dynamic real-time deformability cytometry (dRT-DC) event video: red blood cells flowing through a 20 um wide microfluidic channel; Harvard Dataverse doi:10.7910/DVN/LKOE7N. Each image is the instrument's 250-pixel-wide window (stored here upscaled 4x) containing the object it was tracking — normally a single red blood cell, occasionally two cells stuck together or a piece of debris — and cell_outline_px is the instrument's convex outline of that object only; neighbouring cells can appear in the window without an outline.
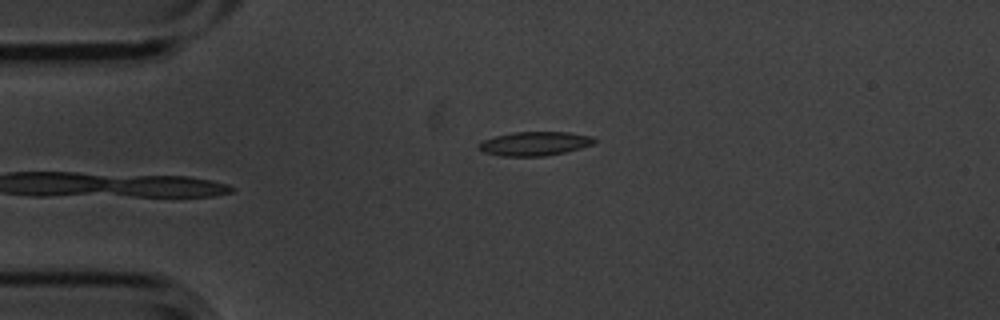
{"species": "common noctule bat (a hibernating species)", "species_latin": "Nyctalus noctula", "temperature_condition": "cold", "stored_images_in_passage": 5, "camera_frame_rate_fps": 3000, "um_per_image_px": 0.085, "animal": {"sex": "male", "body_mass_g": 20.1, "forearm_length_mm": 53.5}, "frame": {"image": 1, "passage_image": 5, "time_ms": 1.333, "image_size_px": [1000, 320], "cell_outline_px": [[596, 140], [592, 144], [580, 148], [564, 152], [544, 156], [500, 156], [484, 152], [476, 148], [476, 144], [484, 140], [496, 136], [512, 132], [568, 132], [592, 136]], "centroid_in_image_um": [45.4, 12.21], "position_along_channel_um": 39.6, "area_um2": 16.13}}